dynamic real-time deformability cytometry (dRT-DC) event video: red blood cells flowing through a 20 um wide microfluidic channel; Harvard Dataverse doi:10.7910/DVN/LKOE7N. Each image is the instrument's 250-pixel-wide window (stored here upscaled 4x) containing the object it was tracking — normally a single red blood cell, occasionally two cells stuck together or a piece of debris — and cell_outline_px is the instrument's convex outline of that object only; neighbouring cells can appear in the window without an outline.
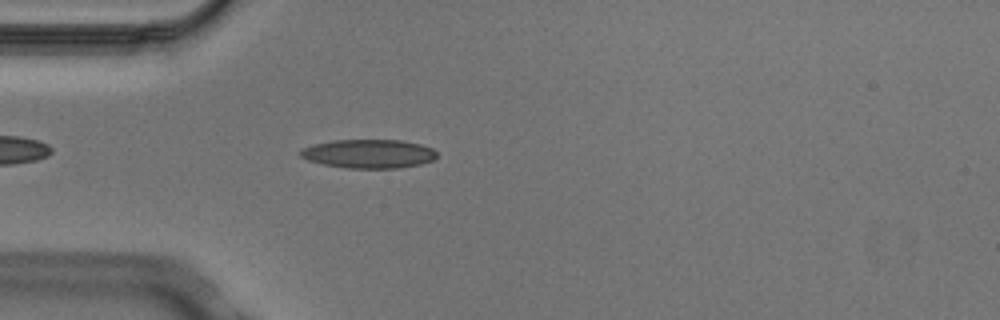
{"species": "Egyptian fruit bat (a non-hibernating species)", "species_latin": "Rousettus aegyptiacus", "temperature_condition": "cold", "stored_images_in_passage": 2, "camera_frame_rate_fps": 3000, "um_per_image_px": 0.085, "animal": {"sex": "male"}, "frame": {"image": 1, "passage_image": 2, "time_ms": 0.333, "image_size_px": [1000, 320], "cell_outline_px": [[436, 156], [432, 160], [420, 164], [400, 168], [348, 168], [324, 164], [308, 160], [300, 156], [300, 148], [312, 144], [332, 140], [400, 140], [420, 144], [432, 148], [436, 152]], "centroid_in_image_um": [31.31, 13.06], "position_along_channel_um": 53.7, "area_um2": 22.89}}